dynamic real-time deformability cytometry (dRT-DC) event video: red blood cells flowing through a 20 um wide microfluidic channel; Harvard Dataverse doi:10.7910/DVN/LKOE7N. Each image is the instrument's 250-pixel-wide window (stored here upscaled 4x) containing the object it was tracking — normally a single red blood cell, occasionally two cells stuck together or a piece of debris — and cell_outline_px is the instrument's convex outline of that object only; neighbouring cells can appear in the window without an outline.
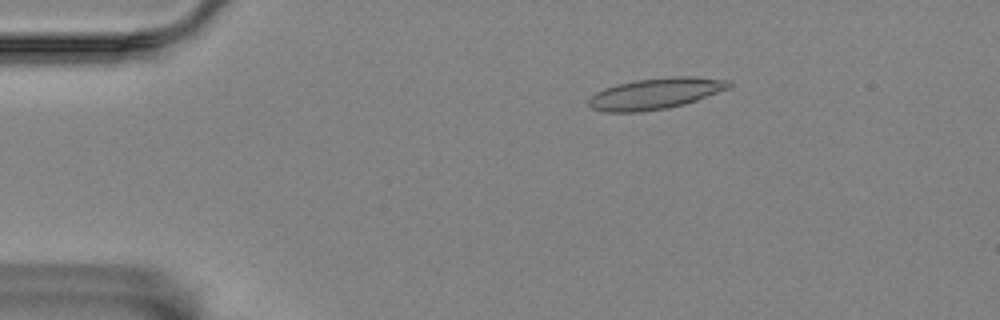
{"species": "Egyptian fruit bat (a non-hibernating species)", "species_latin": "Rousettus aegyptiacus", "temperature_condition": "room temperature", "stored_images_in_passage": 3, "camera_frame_rate_fps": 3000, "um_per_image_px": 0.085, "animal": {"sex": "female"}, "frame": {"image": 1, "passage_image": 1, "time_ms": 0.0, "image_size_px": [1000, 320], "cell_outline_px": [[732, 88], [684, 104], [668, 108], [640, 112], [604, 112], [592, 108], [588, 104], [588, 100], [596, 92], [604, 88], [616, 84], [636, 80], [672, 76], [696, 76], [732, 80]], "centroid_in_image_um": [55.77, 7.94], "position_along_channel_um": 29.2, "area_um2": 25.72}}